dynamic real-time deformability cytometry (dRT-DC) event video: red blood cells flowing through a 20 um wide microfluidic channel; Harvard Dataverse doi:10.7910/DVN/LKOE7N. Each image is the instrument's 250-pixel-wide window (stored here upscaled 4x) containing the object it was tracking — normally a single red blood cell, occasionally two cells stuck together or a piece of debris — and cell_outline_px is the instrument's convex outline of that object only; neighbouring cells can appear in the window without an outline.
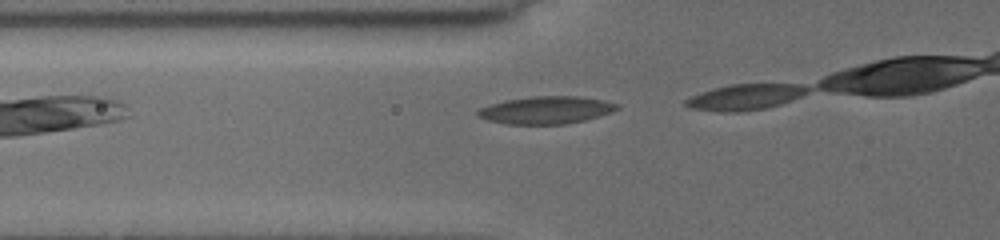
{"species": "common noctule bat (a hibernating species)", "species_latin": "Nyctalus noctula", "temperature_condition": "cold", "stored_images_in_passage": 5, "camera_frame_rate_fps": 3000, "um_per_image_px": 0.085, "animal": {"sex": "female", "body_mass_g": 19.5, "forearm_length_mm": 54.1}, "frame": {"image": 1, "passage_image": 2, "time_ms": 0.333, "image_size_px": [1000, 240], "cell_outline_px": [[620, 108], [584, 120], [564, 124], [504, 124], [488, 120], [480, 116], [476, 112], [480, 108], [504, 100], [532, 96], [576, 96], [600, 100], [620, 104]], "centroid_in_image_um": [46.39, 9.35], "position_along_channel_um": 79.4, "area_um2": 21.96}}